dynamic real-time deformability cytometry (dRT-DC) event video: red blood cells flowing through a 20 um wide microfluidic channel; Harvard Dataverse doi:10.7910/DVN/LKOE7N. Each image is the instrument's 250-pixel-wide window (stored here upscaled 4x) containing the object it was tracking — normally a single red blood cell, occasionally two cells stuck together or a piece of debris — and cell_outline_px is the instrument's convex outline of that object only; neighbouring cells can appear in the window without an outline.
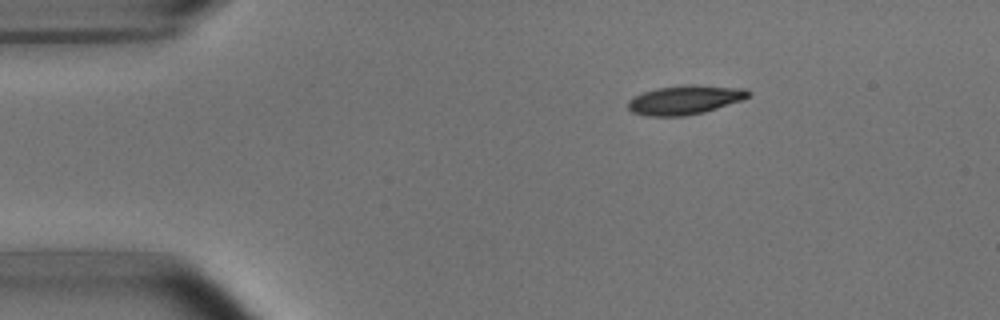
{"species": "common noctule bat (a hibernating species)", "species_latin": "Nyctalus noctula", "temperature_condition": "room temperature", "stored_images_in_passage": 3, "camera_frame_rate_fps": 3000, "um_per_image_px": 0.085, "animal": {"sex": "male", "body_mass_g": 15.6}, "frame": {"image": 1, "passage_image": 1, "time_ms": 0.0, "image_size_px": [1000, 320], "cell_outline_px": [[752, 92], [748, 96], [740, 100], [704, 112], [684, 116], [648, 116], [632, 112], [628, 108], [628, 100], [644, 92], [656, 88], [684, 84], [696, 84], [748, 88]], "centroid_in_image_um": [58.23, 8.47], "position_along_channel_um": 26.8, "area_um2": 20.46}}
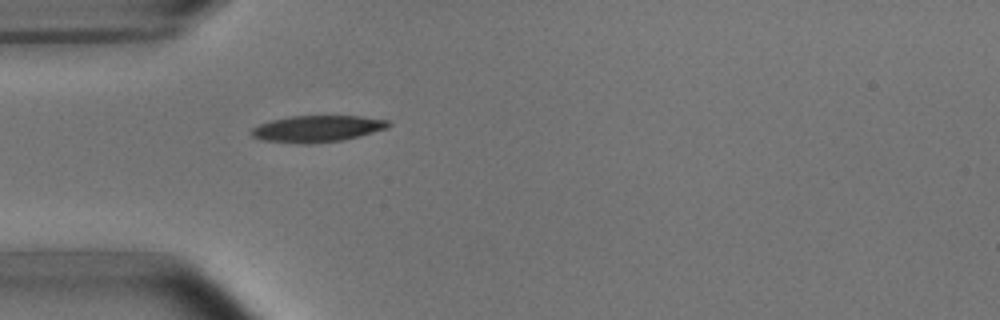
{"frame": {"image": 2, "passage_image": 3, "time_ms": 2.333, "image_size_px": [1000, 320], "cell_outline_px": [[392, 124], [388, 128], [360, 136], [340, 140], [308, 144], [304, 144], [260, 140], [252, 136], [252, 128], [260, 124], [272, 120], [288, 116], [360, 116], [388, 120]], "centroid_in_image_um": [26.98, 10.94], "position_along_channel_um": 58.0, "area_um2": 21.15}}